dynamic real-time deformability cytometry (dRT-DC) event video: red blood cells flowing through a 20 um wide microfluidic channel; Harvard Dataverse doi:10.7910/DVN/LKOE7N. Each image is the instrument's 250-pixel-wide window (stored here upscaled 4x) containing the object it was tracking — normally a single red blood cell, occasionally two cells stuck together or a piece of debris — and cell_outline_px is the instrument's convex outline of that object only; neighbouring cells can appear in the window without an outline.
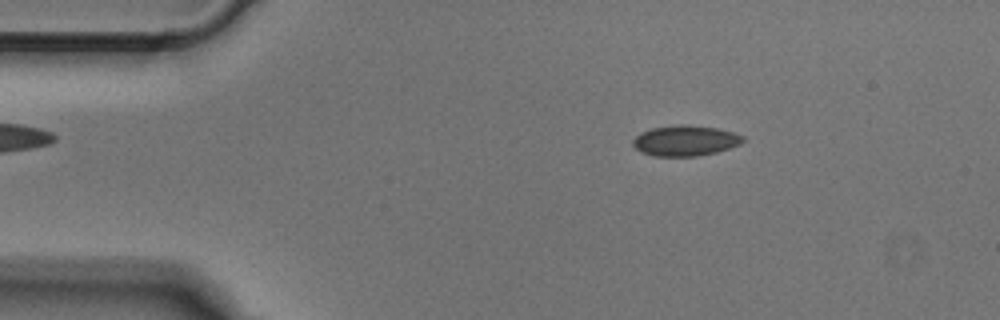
{"species": "Egyptian fruit bat (a non-hibernating species)", "species_latin": "Rousettus aegyptiacus", "temperature_condition": "cold", "stored_images_in_passage": 49, "camera_frame_rate_fps": 3000, "um_per_image_px": 0.085, "animal": {"sex": "male"}, "frame": {"image": 1, "passage_image": 7, "time_ms": 2.0, "image_size_px": [1000, 320], "cell_outline_px": [[744, 140], [740, 144], [716, 152], [696, 156], [652, 156], [640, 152], [632, 144], [632, 140], [640, 132], [652, 128], [680, 124], [684, 124], [716, 128], [736, 132], [744, 136]], "centroid_in_image_um": [58.23, 11.95], "position_along_channel_um": 26.8, "area_um2": 19.65}}
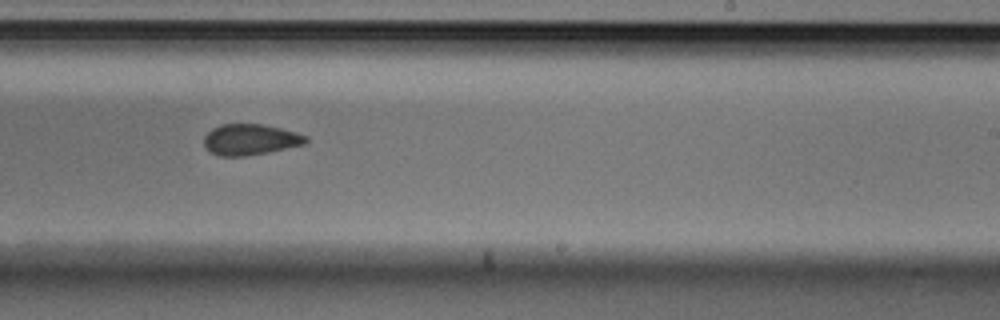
{"frame": {"image": 2, "passage_image": 29, "time_ms": 9.333, "image_size_px": [1000, 320], "cell_outline_px": [[308, 140], [304, 144], [268, 152], [244, 156], [220, 156], [212, 152], [204, 144], [204, 136], [212, 128], [220, 124], [264, 124], [280, 128], [308, 136]], "centroid_in_image_um": [21.27, 11.85], "position_along_channel_um": 267.7, "area_um2": 18.21}}
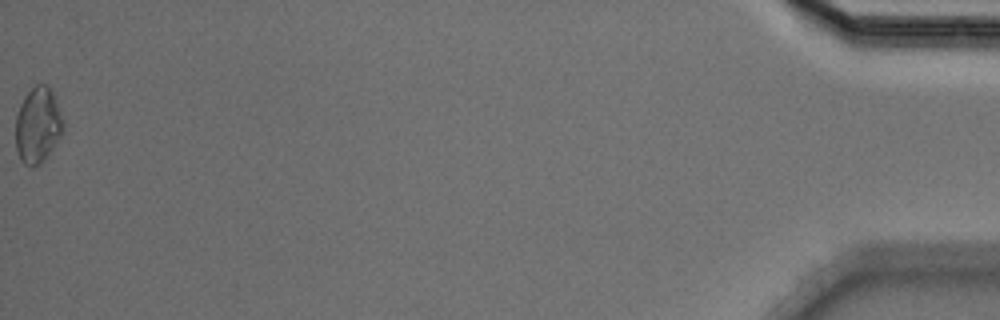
{"frame": {"image": 3, "passage_image": 49, "time_ms": 16.0, "image_size_px": [1000, 320], "cell_outline_px": [[64, 124], [60, 136], [40, 164], [32, 168], [24, 164], [20, 160], [16, 148], [16, 116], [20, 104], [24, 96], [36, 84], [48, 84], [52, 92], [60, 112]], "centroid_in_image_um": [3.19, 10.64], "position_along_channel_um": 432.0, "area_um2": 20.75}}